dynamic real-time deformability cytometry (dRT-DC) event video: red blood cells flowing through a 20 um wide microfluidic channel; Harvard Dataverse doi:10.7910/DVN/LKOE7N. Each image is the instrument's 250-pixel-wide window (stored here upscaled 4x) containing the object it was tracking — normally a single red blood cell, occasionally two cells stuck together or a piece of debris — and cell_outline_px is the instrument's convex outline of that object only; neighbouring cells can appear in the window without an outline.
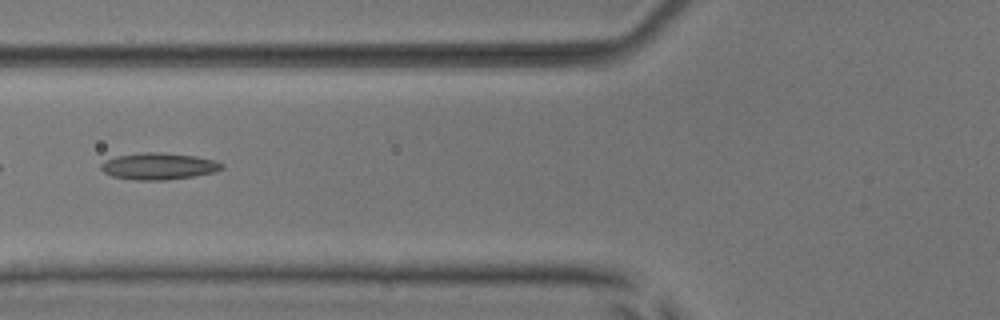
{"species": "common noctule bat (a hibernating species)", "species_latin": "Nyctalus noctula", "temperature_condition": "room temperature", "stored_images_in_passage": 2, "camera_frame_rate_fps": 3000, "um_per_image_px": 0.085, "animal": {"sex": "male", "body_mass_g": 17.9, "forearm_length_mm": 54.2}, "frame": {"image": 1, "passage_image": 2, "time_ms": 1.0, "image_size_px": [1000, 320], "cell_outline_px": [[224, 168], [212, 172], [192, 176], [164, 180], [136, 180], [112, 176], [104, 172], [100, 168], [100, 164], [104, 160], [116, 156], [140, 152], [160, 152], [196, 156], [216, 160], [224, 164]], "centroid_in_image_um": [13.46, 14.11], "position_along_channel_um": 112.3, "area_um2": 18.84}}